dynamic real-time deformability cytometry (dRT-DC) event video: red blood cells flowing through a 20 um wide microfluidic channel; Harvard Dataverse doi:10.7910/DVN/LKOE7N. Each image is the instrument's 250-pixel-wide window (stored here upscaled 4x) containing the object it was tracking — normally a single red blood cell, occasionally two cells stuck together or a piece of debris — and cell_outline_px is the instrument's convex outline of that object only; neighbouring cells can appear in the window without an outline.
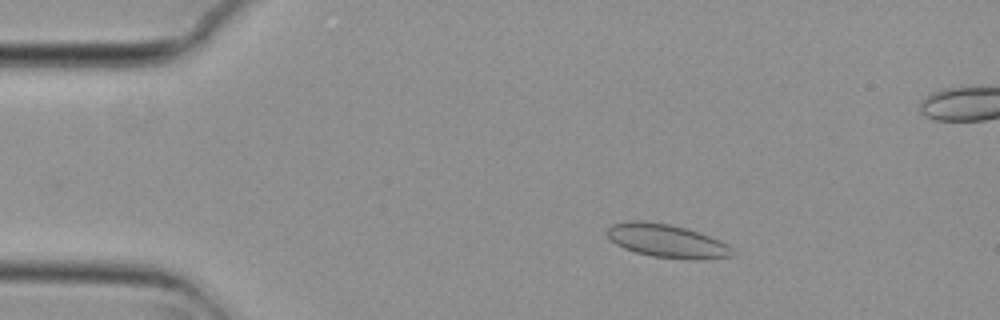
{"species": "common noctule bat (a hibernating species)", "species_latin": "Nyctalus noctula", "temperature_condition": "cold", "stored_images_in_passage": 5, "camera_frame_rate_fps": 3000, "um_per_image_px": 0.085, "animal": {"sex": "female", "body_mass_g": 29.2, "forearm_length_mm": 56.3}, "frame": {"image": 1, "passage_image": 2, "time_ms": 0.333, "image_size_px": [1000, 320], "cell_outline_px": [[732, 256], [704, 260], [688, 260], [652, 256], [636, 252], [624, 248], [616, 244], [604, 232], [612, 224], [628, 220], [644, 220], [668, 224], [688, 228], [720, 240], [728, 244], [732, 248]], "centroid_in_image_um": [56.68, 20.47], "position_along_channel_um": 28.3, "area_um2": 24.62}}